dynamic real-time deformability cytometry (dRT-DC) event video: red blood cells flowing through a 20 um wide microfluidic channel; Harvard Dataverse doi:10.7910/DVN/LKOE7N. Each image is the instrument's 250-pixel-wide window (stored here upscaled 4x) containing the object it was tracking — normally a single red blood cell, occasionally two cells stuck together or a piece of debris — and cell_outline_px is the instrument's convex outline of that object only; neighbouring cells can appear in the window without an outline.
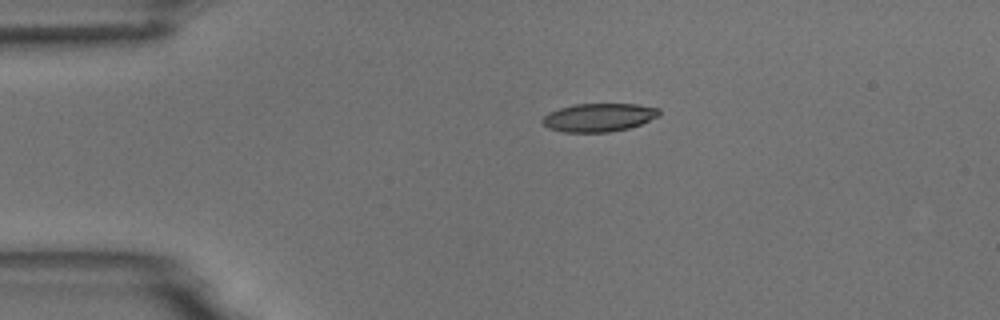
{"species": "common noctule bat (a hibernating species)", "species_latin": "Nyctalus noctula", "temperature_condition": "room temperature", "stored_images_in_passage": 2, "camera_frame_rate_fps": 3000, "um_per_image_px": 0.085, "animal": {"sex": "male", "body_mass_g": 18.8}, "frame": {"image": 1, "passage_image": 1, "time_ms": 0.0, "image_size_px": [1000, 320], "cell_outline_px": [[660, 116], [640, 124], [628, 128], [608, 132], [564, 132], [548, 128], [540, 120], [548, 112], [560, 108], [576, 104], [636, 104], [660, 108]], "centroid_in_image_um": [50.9, 9.98], "position_along_channel_um": 34.1, "area_um2": 19.25}}